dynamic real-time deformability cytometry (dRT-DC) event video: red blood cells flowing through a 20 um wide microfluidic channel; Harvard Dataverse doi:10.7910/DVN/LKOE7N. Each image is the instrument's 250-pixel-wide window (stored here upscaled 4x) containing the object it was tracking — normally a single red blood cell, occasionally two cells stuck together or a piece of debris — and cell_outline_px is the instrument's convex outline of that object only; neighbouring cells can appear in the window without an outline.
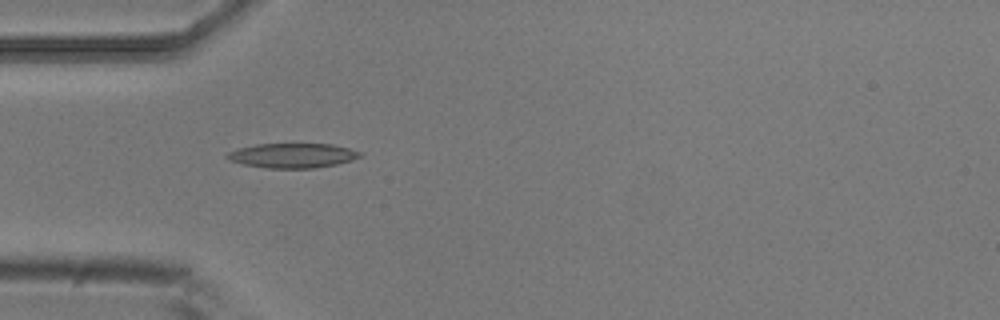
{"species": "common noctule bat (a hibernating species)", "species_latin": "Nyctalus noctula", "temperature_condition": "room temperature", "stored_images_in_passage": 9, "camera_frame_rate_fps": 3000, "um_per_image_px": 0.085, "animal": {"sex": "male", "body_mass_g": 20.5, "forearm_length_mm": 52.5}, "frame": {"image": 1, "passage_image": 4, "time_ms": 1.0, "image_size_px": [1000, 320], "cell_outline_px": [[364, 152], [360, 156], [352, 160], [336, 164], [312, 168], [264, 168], [244, 164], [228, 160], [224, 156], [228, 152], [240, 148], [256, 144], [332, 144]], "centroid_in_image_um": [24.86, 13.22], "position_along_channel_um": 60.1, "area_um2": 19.02}}
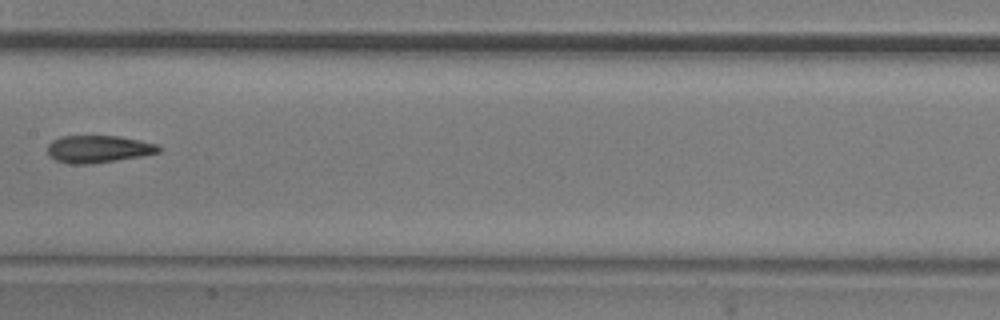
{"frame": {"image": 2, "passage_image": 7, "time_ms": 2.0, "image_size_px": [1000, 320], "cell_outline_px": [[164, 148], [160, 152], [140, 156], [88, 164], [72, 164], [56, 160], [48, 156], [48, 144], [52, 140], [60, 136], [116, 136], [140, 140], [156, 144]], "centroid_in_image_um": [8.35, 12.66], "position_along_channel_um": 199.1, "area_um2": 17.63}}
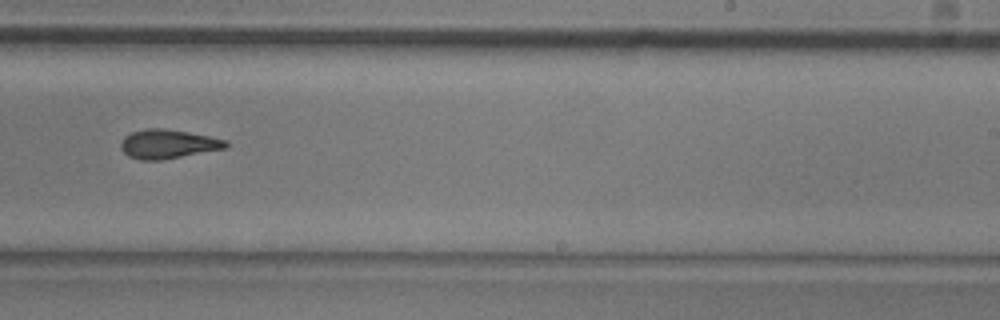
{"frame": {"image": 3, "passage_image": 9, "time_ms": 2.667, "image_size_px": [1000, 320], "cell_outline_px": [[228, 148], [160, 160], [140, 160], [128, 156], [120, 148], [120, 144], [124, 136], [132, 132], [144, 128], [164, 128], [188, 132], [228, 140]], "centroid_in_image_um": [14.27, 12.24], "position_along_channel_um": 274.7, "area_um2": 17.86}}